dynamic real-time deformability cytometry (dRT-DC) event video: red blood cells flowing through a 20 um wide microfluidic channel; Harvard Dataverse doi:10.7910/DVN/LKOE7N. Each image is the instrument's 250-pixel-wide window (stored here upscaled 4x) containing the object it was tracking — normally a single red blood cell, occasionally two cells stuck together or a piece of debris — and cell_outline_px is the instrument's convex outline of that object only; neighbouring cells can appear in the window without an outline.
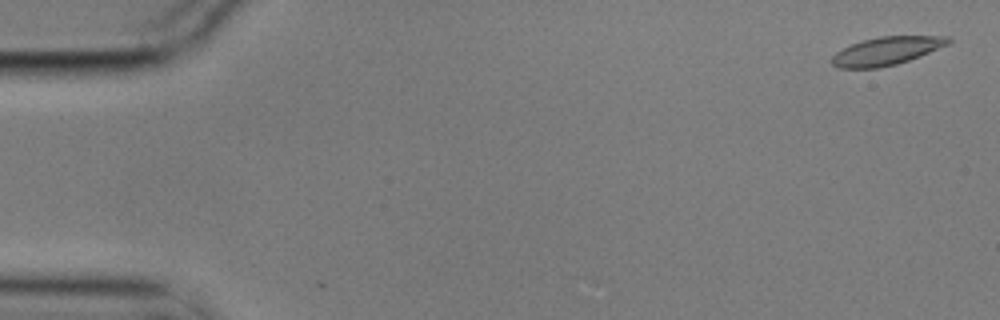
{"species": "common noctule bat (a hibernating species)", "species_latin": "Nyctalus noctula", "temperature_condition": "cold", "stored_images_in_passage": 2, "camera_frame_rate_fps": 3000, "um_per_image_px": 0.085, "animal": {"sex": "male", "body_mass_g": 17.9}, "frame": {"image": 1, "passage_image": 1, "time_ms": 0.0, "image_size_px": [1000, 320], "cell_outline_px": [[952, 40], [948, 44], [920, 56], [896, 64], [880, 68], [840, 68], [832, 64], [832, 56], [836, 52], [852, 44], [864, 40], [880, 36], [948, 36]], "centroid_in_image_um": [75.36, 4.33], "position_along_channel_um": 9.6, "area_um2": 18.9}}